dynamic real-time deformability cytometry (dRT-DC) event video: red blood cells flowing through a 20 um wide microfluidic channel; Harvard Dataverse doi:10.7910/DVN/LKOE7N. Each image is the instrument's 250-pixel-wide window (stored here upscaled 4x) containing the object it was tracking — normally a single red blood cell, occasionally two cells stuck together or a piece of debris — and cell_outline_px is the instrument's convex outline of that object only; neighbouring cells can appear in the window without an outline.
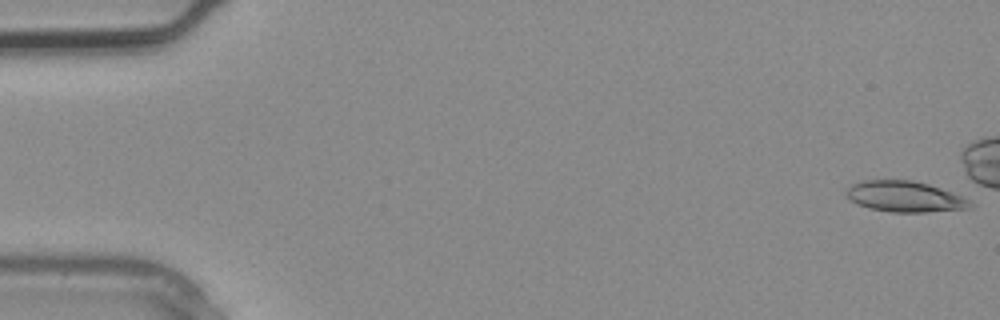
{"species": "common noctule bat (a hibernating species)", "species_latin": "Nyctalus noctula", "temperature_condition": "warm", "stored_images_in_passage": 3, "camera_frame_rate_fps": 3000, "um_per_image_px": 0.085, "animal": {"sex": "male", "body_mass_g": 20.4}, "frame": {"image": 1, "passage_image": 3, "time_ms": 0.667, "image_size_px": [1000, 320], "cell_outline_px": [[976, 204], [968, 208], [924, 212], [892, 212], [868, 208], [856, 204], [844, 192], [852, 184], [864, 180], [912, 180], [928, 184], [940, 188], [960, 196]], "centroid_in_image_um": [76.88, 16.71], "position_along_channel_um": 8.1, "area_um2": 22.02}}